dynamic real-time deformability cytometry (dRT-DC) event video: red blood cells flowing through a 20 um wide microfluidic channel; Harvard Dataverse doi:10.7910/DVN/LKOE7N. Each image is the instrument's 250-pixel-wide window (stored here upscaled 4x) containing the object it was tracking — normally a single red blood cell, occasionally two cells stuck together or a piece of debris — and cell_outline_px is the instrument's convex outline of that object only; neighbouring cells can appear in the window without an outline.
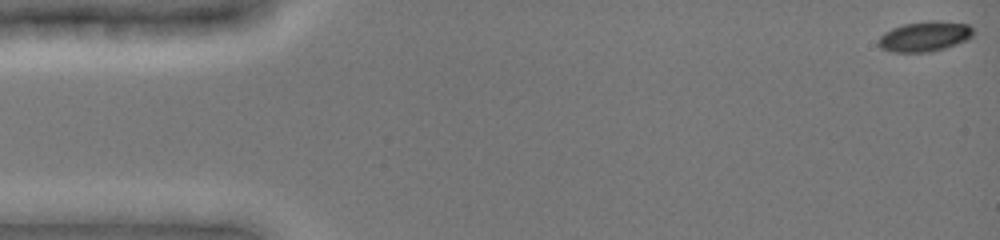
{"species": "common noctule bat (a hibernating species)", "species_latin": "Nyctalus noctula", "temperature_condition": "cold", "stored_images_in_passage": 67, "camera_frame_rate_fps": 3000, "um_per_image_px": 0.085, "animal": {"sex": "female", "body_mass_g": 19.0, "forearm_length_mm": 51.5}, "frame": {"image": 1, "passage_image": 1, "time_ms": 0.0, "image_size_px": [1000, 240], "cell_outline_px": [[976, 32], [968, 40], [932, 52], [892, 52], [880, 48], [880, 36], [884, 32], [892, 28], [904, 24], [928, 20], [936, 20], [968, 24]], "centroid_in_image_um": [78.64, 3.09], "position_along_channel_um": 6.4, "area_um2": 16.76}}
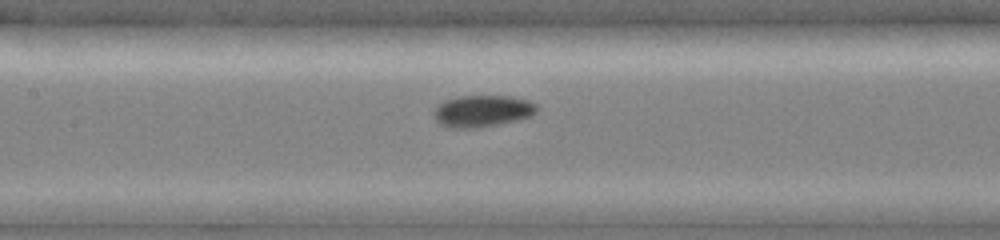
{"frame": {"image": 2, "passage_image": 34, "time_ms": 7.333, "image_size_px": [1000, 240], "cell_outline_px": [[536, 112], [532, 116], [516, 120], [480, 128], [448, 128], [440, 124], [436, 120], [432, 112], [444, 100], [460, 96], [508, 96], [528, 100], [536, 104]], "centroid_in_image_um": [40.98, 9.45], "position_along_channel_um": 166.4, "area_um2": 19.07}}
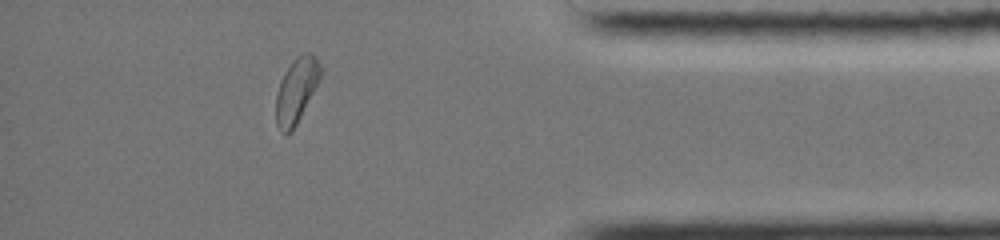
{"frame": {"image": 3, "passage_image": 62, "time_ms": 14.0, "image_size_px": [1000, 240], "cell_outline_px": [[320, 76], [292, 132], [284, 136], [276, 124], [276, 92], [280, 80], [284, 72], [292, 60], [296, 56], [304, 52], [308, 52], [316, 56], [320, 64]], "centroid_in_image_um": [25.14, 7.67], "position_along_channel_um": 410.1, "area_um2": 16.65}, "authors_computed_cell_mechanics": {"area_um2": 17.34, "velocity_mm_per_s": 3.9405, "shape_relaxation_time_tau1_ms": 3.379, "shape_relaxation_time_tau2_ms": 6.3021, "deformation_change_tau1": 0.097, "deformation_change_tau2": 0.0663}}